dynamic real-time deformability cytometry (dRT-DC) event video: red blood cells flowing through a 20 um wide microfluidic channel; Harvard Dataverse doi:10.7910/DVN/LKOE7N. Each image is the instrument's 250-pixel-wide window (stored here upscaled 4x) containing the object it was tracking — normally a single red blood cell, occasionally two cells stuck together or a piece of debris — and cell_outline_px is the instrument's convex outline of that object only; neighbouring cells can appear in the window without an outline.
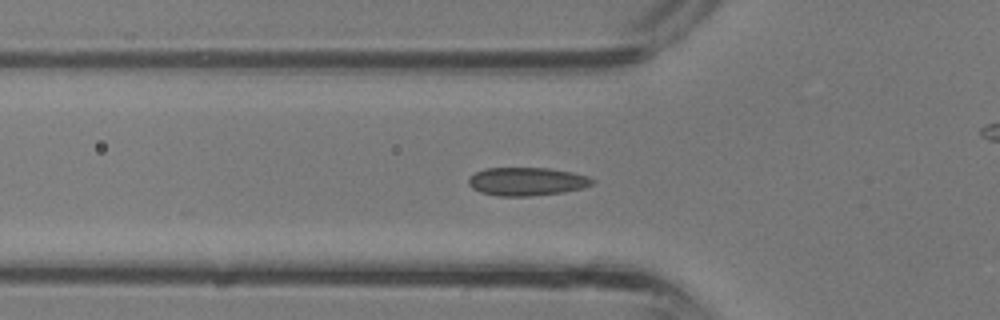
{"species": "common noctule bat (a hibernating species)", "species_latin": "Nyctalus noctula", "temperature_condition": "room temperature", "stored_images_in_passage": 30, "camera_frame_rate_fps": 3000, "um_per_image_px": 0.085, "animal": {"sex": "male", "body_mass_g": 13.3}, "frame": {"image": 1, "passage_image": 5, "time_ms": 1.333, "image_size_px": [1000, 320], "cell_outline_px": [[596, 180], [592, 184], [584, 188], [564, 192], [528, 196], [496, 196], [480, 192], [472, 188], [468, 184], [468, 180], [476, 172], [484, 168], [548, 168], [572, 172], [588, 176]], "centroid_in_image_um": [44.79, 15.43], "position_along_channel_um": 81.0, "area_um2": 20.46}}
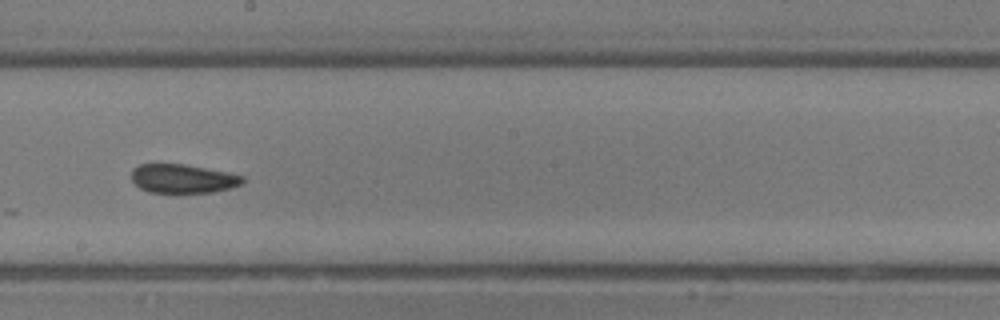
{"frame": {"image": 2, "passage_image": 13, "time_ms": 4.0, "image_size_px": [1000, 320], "cell_outline_px": [[244, 180], [240, 184], [216, 192], [180, 196], [148, 192], [140, 188], [132, 180], [132, 168], [140, 164], [184, 164], [228, 172], [244, 176]], "centroid_in_image_um": [15.52, 15.24], "position_along_channel_um": 232.7, "area_um2": 19.54}}
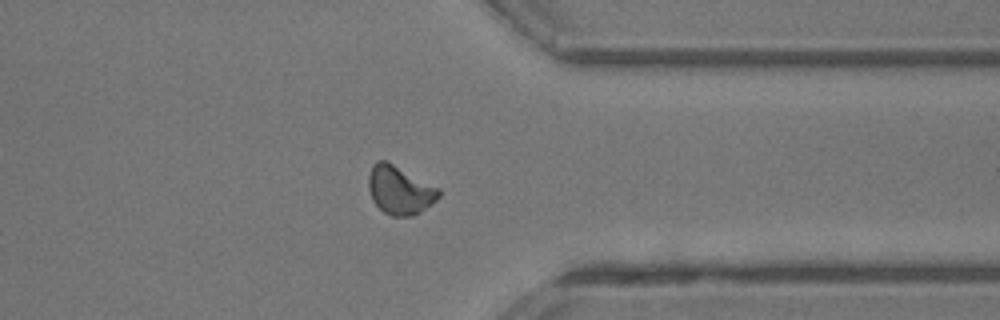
{"frame": {"image": 3, "passage_image": 21, "time_ms": 6.667, "image_size_px": [1000, 320], "cell_outline_px": [[440, 196], [436, 200], [420, 212], [412, 216], [392, 216], [384, 212], [372, 200], [368, 188], [368, 176], [372, 164], [376, 160], [388, 160], [440, 188]], "centroid_in_image_um": [33.97, 16.12], "position_along_channel_um": 377.4, "area_um2": 20.11}}